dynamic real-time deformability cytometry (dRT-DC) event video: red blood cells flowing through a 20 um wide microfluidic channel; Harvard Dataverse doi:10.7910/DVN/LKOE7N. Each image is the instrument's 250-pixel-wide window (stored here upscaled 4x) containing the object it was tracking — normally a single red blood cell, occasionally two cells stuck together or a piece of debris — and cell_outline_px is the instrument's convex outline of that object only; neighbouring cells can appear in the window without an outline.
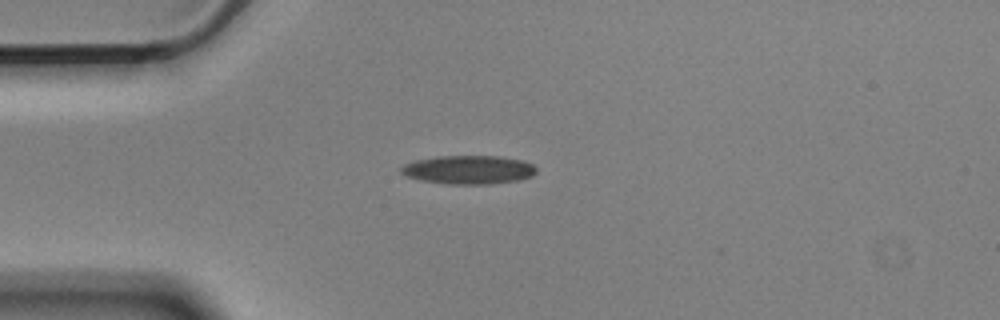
{"species": "Egyptian fruit bat (a non-hibernating species)", "species_latin": "Rousettus aegyptiacus", "temperature_condition": "cold", "stored_images_in_passage": 43, "camera_frame_rate_fps": 3000, "um_per_image_px": 0.085, "animal": {"sex": "male"}, "frame": {"image": 1, "passage_image": 1, "time_ms": 0.0, "image_size_px": [1000, 320], "cell_outline_px": [[536, 172], [532, 176], [520, 180], [492, 184], [448, 184], [420, 180], [408, 176], [400, 172], [400, 168], [404, 164], [416, 160], [436, 156], [496, 156], [524, 160], [532, 164], [536, 168]], "centroid_in_image_um": [39.85, 14.43], "position_along_channel_um": 45.2, "area_um2": 22.66}}
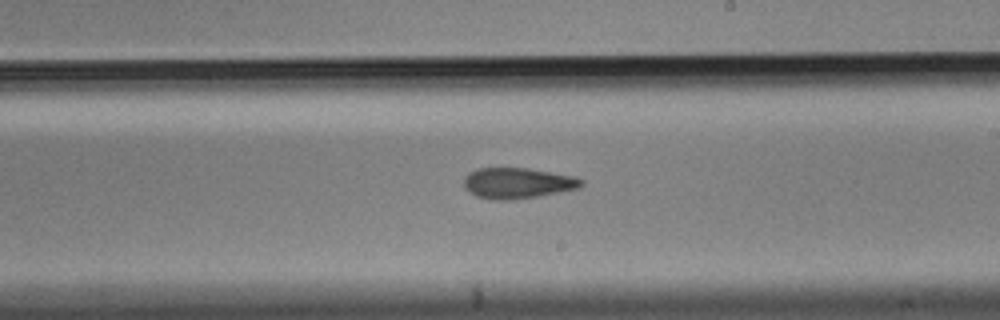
{"frame": {"image": 2, "passage_image": 19, "time_ms": 6.0, "image_size_px": [1000, 320], "cell_outline_px": [[584, 184], [580, 188], [560, 192], [512, 200], [492, 200], [476, 196], [468, 192], [464, 188], [464, 176], [468, 172], [480, 168], [528, 168], [576, 176], [584, 180]], "centroid_in_image_um": [43.99, 15.56], "position_along_channel_um": 245.0, "area_um2": 21.33}}
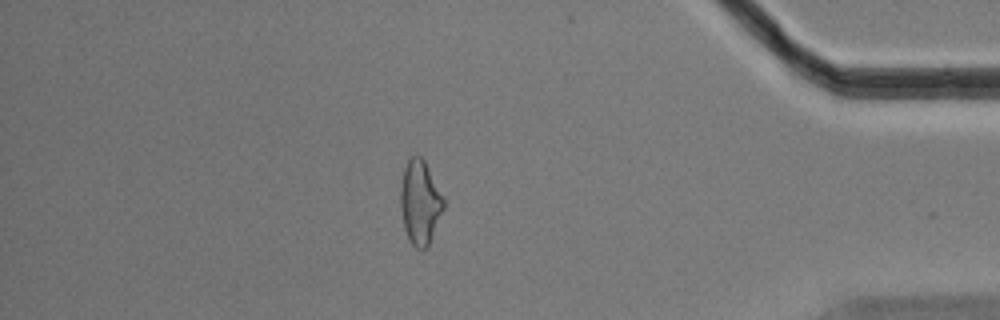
{"frame": {"image": 3, "passage_image": 35, "time_ms": 11.333, "image_size_px": [1000, 320], "cell_outline_px": [[444, 208], [428, 248], [416, 248], [408, 240], [404, 228], [400, 208], [400, 188], [404, 168], [408, 160], [412, 156], [420, 156], [424, 160], [444, 196]], "centroid_in_image_um": [35.71, 17.22], "position_along_channel_um": 399.5, "area_um2": 21.27}, "authors_computed_cell_mechanics": {"area_um2": 21.386, "velocity_mm_per_s": 3.5888, "shape_relaxation_time_tau1_ms": null, "shape_relaxation_time_tau2_ms": 7.37, "deformation_change_tau1": null, "deformation_change_tau2": 0.173}}